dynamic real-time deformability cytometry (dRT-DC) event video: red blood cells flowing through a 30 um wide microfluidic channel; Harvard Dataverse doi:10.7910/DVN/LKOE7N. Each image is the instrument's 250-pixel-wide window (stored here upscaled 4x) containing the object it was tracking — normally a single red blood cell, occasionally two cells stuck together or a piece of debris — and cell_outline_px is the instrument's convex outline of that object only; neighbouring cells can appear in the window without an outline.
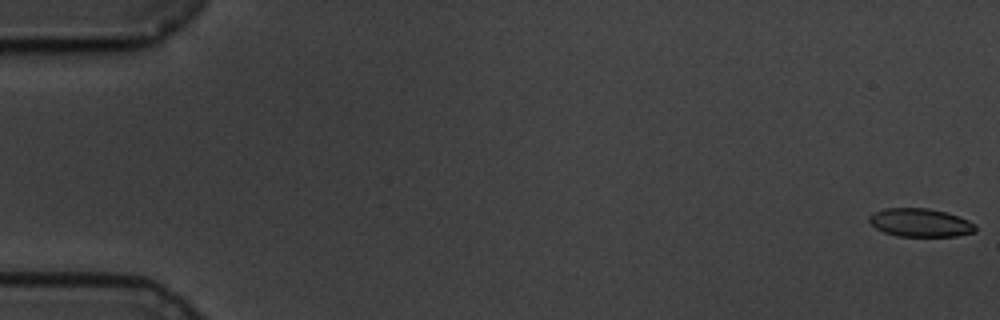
{"species": "common noctule bat (a hibernating species)", "species_latin": "Nyctalus noctula", "temperature_condition": "cold", "stored_images_in_passage": 60, "camera_frame_rate_fps": 3000, "um_per_image_px": 0.085, "animal": {"sex": "male", "body_mass_g": 19.5, "forearm_length_mm": 54.6}, "frame": {"image": 1, "passage_image": 1, "time_ms": 0.0, "image_size_px": [1000, 320], "cell_outline_px": [[976, 232], [956, 236], [896, 236], [884, 232], [876, 228], [868, 220], [868, 216], [884, 208], [928, 208], [944, 212], [968, 220], [976, 224]], "centroid_in_image_um": [78.22, 18.93], "position_along_channel_um": 6.8, "area_um2": 17.46}}
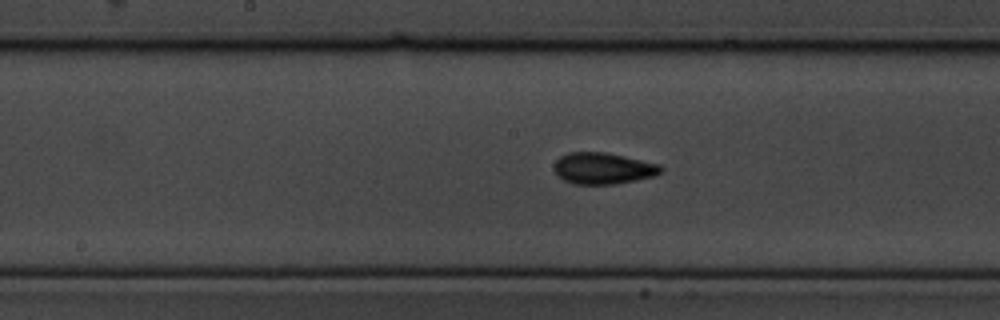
{"frame": {"image": 2, "passage_image": 31, "time_ms": 10.0, "image_size_px": [1000, 320], "cell_outline_px": [[664, 168], [656, 176], [616, 184], [572, 184], [564, 180], [552, 168], [552, 164], [560, 156], [568, 152], [608, 152], [660, 164]], "centroid_in_image_um": [51.26, 14.3], "position_along_channel_um": 196.9, "area_um2": 19.83}}
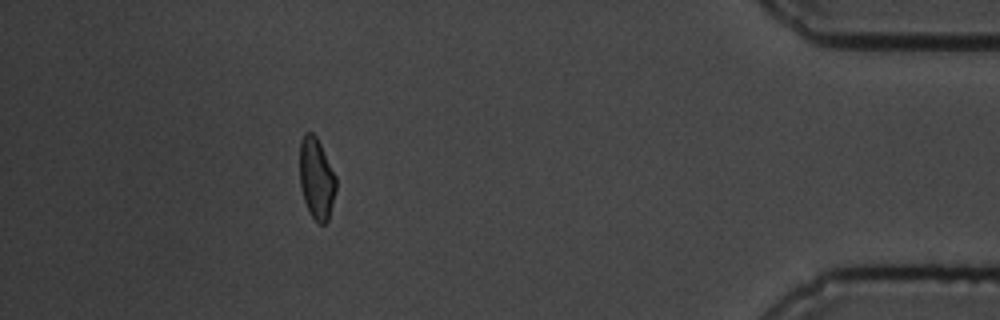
{"frame": {"image": 3, "passage_image": 54, "time_ms": 17.667, "image_size_px": [1000, 320], "cell_outline_px": [[336, 188], [328, 220], [324, 224], [320, 224], [308, 212], [300, 188], [300, 140], [304, 132], [312, 132], [316, 136], [336, 176]], "centroid_in_image_um": [26.88, 15.16], "position_along_channel_um": 408.3, "area_um2": 17.17}, "authors_computed_cell_mechanics": {"area_um2": 18.2937, "velocity_mm_per_s": 3.3974, "shape_relaxation_time_tau1_ms": 4.2584, "shape_relaxation_time_tau2_ms": 2.6662, "deformation_change_tau1": 0.1115, "deformation_change_tau2": 0.0679}}